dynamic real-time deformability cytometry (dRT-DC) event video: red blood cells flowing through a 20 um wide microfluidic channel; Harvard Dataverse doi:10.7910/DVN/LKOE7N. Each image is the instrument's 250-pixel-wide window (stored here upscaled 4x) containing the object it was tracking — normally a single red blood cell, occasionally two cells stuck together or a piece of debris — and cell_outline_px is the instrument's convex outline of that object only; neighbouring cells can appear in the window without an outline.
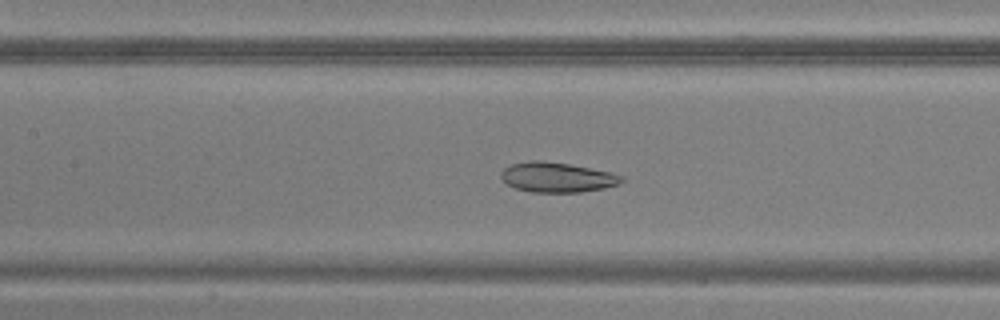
{"species": "common noctule bat (a hibernating species)", "species_latin": "Nyctalus noctula", "temperature_condition": "warm", "stored_images_in_passage": 50, "camera_frame_rate_fps": 3000, "um_per_image_px": 0.085, "animal": {"sex": "male", "body_mass_g": 20.5, "forearm_length_mm": 52.5}, "frame": {"image": 1, "passage_image": 23, "time_ms": 7.333, "image_size_px": [1000, 320], "cell_outline_px": [[624, 180], [616, 184], [604, 188], [580, 192], [532, 192], [516, 188], [508, 184], [500, 176], [500, 172], [504, 168], [512, 164], [532, 160], [540, 160], [568, 164], [612, 172], [624, 176]], "centroid_in_image_um": [47.35, 15.06], "position_along_channel_um": 160.0, "area_um2": 20.87}}
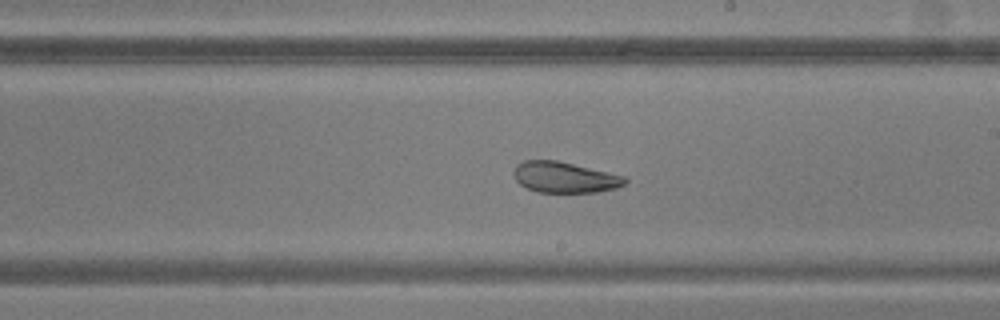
{"frame": {"image": 2, "passage_image": 29, "time_ms": 9.333, "image_size_px": [1000, 320], "cell_outline_px": [[628, 180], [624, 184], [616, 188], [596, 192], [536, 192], [520, 184], [516, 180], [512, 172], [516, 164], [524, 160], [556, 160], [624, 176]], "centroid_in_image_um": [47.95, 15.07], "position_along_channel_um": 241.0, "area_um2": 19.88}}
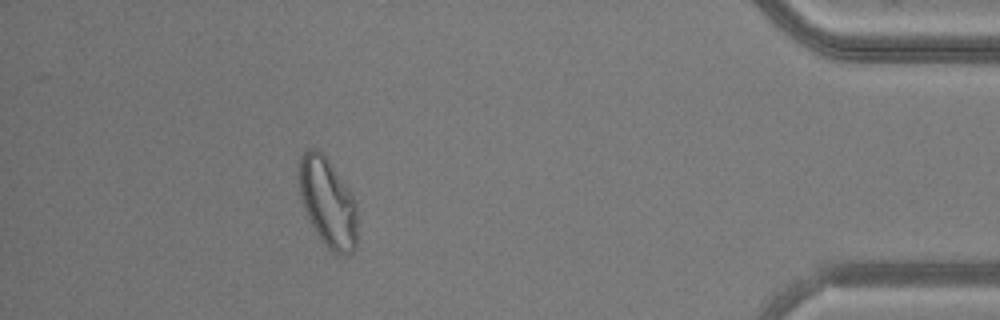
{"frame": {"image": 3, "passage_image": 45, "time_ms": 14.667, "image_size_px": [1000, 320], "cell_outline_px": [[356, 248], [348, 256], [344, 256], [332, 252], [324, 244], [316, 232], [304, 208], [300, 196], [300, 156], [304, 148], [316, 148], [324, 152], [356, 200]], "centroid_in_image_um": [27.87, 17.19], "position_along_channel_um": 407.3, "area_um2": 30.4}}